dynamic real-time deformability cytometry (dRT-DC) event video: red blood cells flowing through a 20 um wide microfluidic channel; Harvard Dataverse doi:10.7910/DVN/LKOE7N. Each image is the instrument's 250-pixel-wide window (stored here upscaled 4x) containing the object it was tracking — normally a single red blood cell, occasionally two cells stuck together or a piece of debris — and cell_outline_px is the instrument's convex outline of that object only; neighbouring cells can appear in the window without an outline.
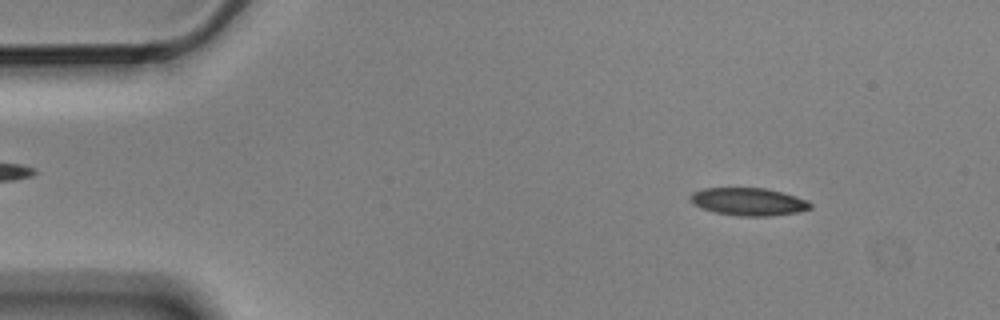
{"species": "Egyptian fruit bat (a non-hibernating species)", "species_latin": "Rousettus aegyptiacus", "temperature_condition": "cold", "stored_images_in_passage": 8, "camera_frame_rate_fps": 3000, "um_per_image_px": 0.085, "animal": {"sex": "male"}, "frame": {"image": 1, "passage_image": 1, "time_ms": 0.0, "image_size_px": [1000, 320], "cell_outline_px": [[812, 208], [796, 212], [768, 216], [740, 216], [716, 212], [700, 208], [692, 204], [688, 200], [688, 196], [692, 192], [704, 188], [764, 188], [796, 196], [808, 200], [812, 204]], "centroid_in_image_um": [63.57, 17.14], "position_along_channel_um": 21.4, "area_um2": 19.42}}
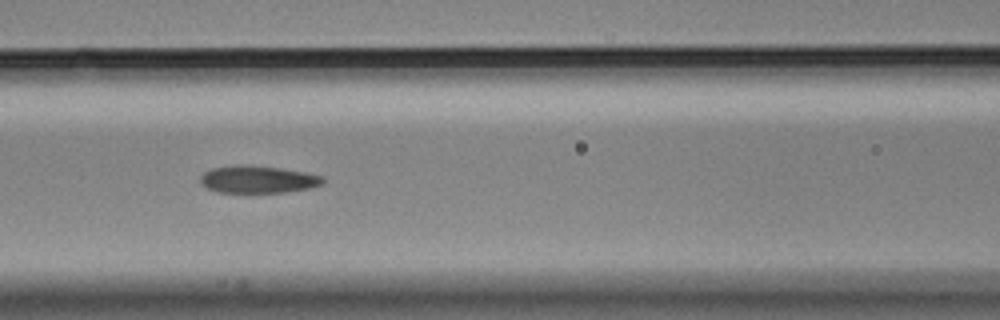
{"frame": {"image": 2, "passage_image": 5, "time_ms": 1.333, "image_size_px": [1000, 320], "cell_outline_px": [[324, 184], [308, 188], [284, 192], [216, 192], [200, 184], [200, 176], [204, 172], [212, 168], [232, 164], [248, 164], [280, 168], [304, 172], [324, 176]], "centroid_in_image_um": [21.89, 15.23], "position_along_channel_um": 144.7, "area_um2": 19.71}}
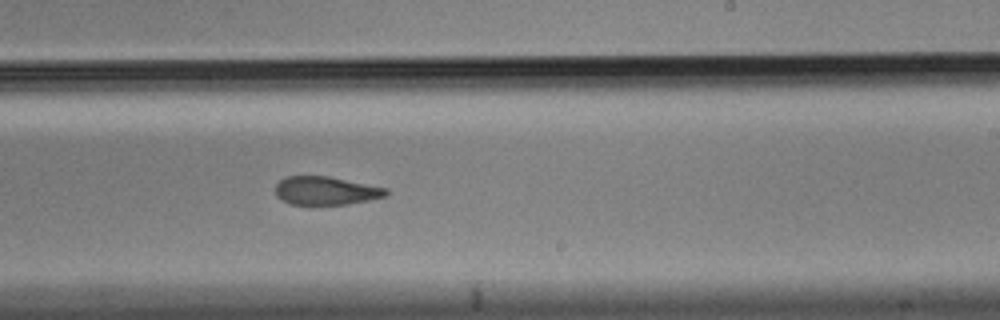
{"frame": {"image": 3, "passage_image": 8, "time_ms": 2.333, "image_size_px": [1000, 320], "cell_outline_px": [[388, 196], [348, 204], [288, 204], [280, 200], [276, 196], [276, 184], [280, 180], [288, 176], [328, 176], [388, 188]], "centroid_in_image_um": [27.7, 16.21], "position_along_channel_um": 261.3, "area_um2": 18.32}}